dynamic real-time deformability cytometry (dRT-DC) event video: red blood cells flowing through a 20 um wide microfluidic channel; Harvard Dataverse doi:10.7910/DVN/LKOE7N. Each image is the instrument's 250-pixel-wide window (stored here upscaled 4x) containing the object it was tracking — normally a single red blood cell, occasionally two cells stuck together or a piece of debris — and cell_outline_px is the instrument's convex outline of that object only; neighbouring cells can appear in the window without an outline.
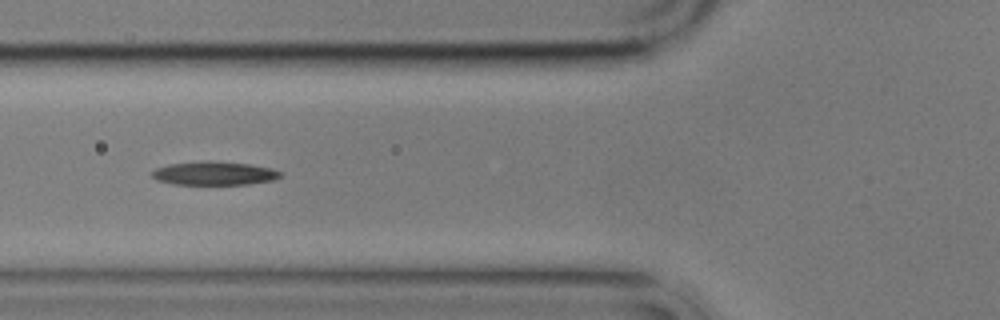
{"species": "common noctule bat (a hibernating species)", "species_latin": "Nyctalus noctula", "temperature_condition": "cold", "stored_images_in_passage": 5, "camera_frame_rate_fps": 3000, "um_per_image_px": 0.085, "animal": {"sex": "male", "body_mass_g": 17.9}, "frame": {"image": 1, "passage_image": 4, "time_ms": 3.667, "image_size_px": [1000, 320], "cell_outline_px": [[284, 172], [276, 180], [248, 184], [172, 184], [156, 180], [152, 176], [152, 172], [156, 168], [168, 164], [208, 160], [212, 160], [248, 164], [272, 168]], "centroid_in_image_um": [18.23, 14.72], "position_along_channel_um": 107.6, "area_um2": 17.8}}
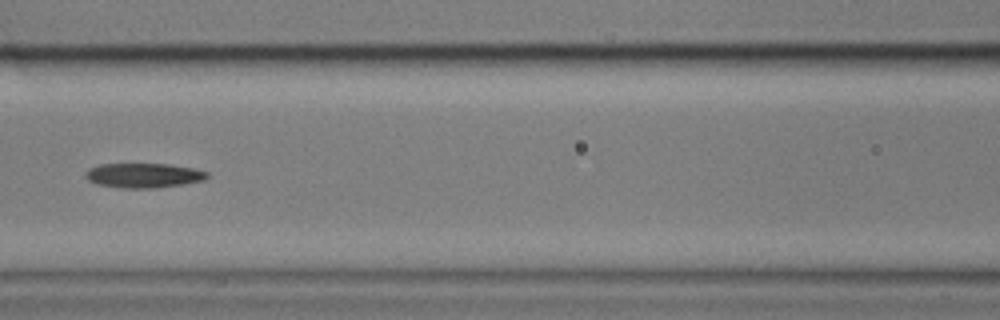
{"frame": {"image": 2, "passage_image": 5, "time_ms": 5.0, "image_size_px": [1000, 320], "cell_outline_px": [[208, 176], [204, 180], [184, 184], [156, 188], [120, 188], [96, 184], [88, 180], [84, 176], [84, 172], [88, 168], [100, 164], [168, 164], [192, 168], [208, 172]], "centroid_in_image_um": [12.16, 14.91], "position_along_channel_um": 154.4, "area_um2": 17.57}}